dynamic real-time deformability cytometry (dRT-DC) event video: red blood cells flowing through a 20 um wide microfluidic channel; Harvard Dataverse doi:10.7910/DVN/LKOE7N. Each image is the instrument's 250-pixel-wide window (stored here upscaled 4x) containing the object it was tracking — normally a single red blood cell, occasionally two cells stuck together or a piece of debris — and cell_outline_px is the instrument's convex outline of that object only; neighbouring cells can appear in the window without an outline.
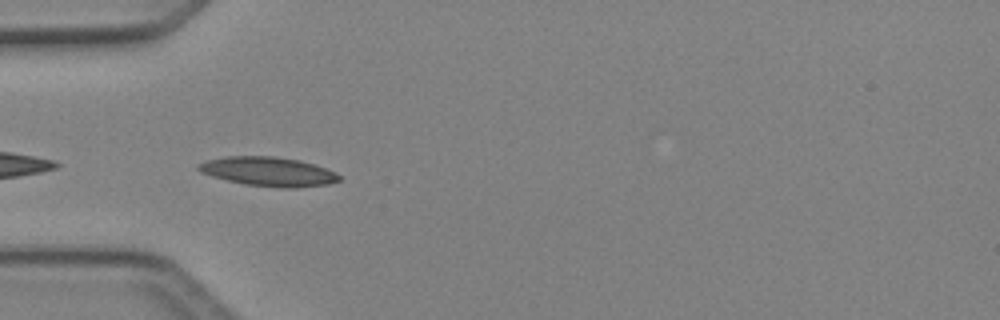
{"species": "Egyptian fruit bat (a non-hibernating species)", "species_latin": "Rousettus aegyptiacus", "temperature_condition": "cold", "stored_images_in_passage": 7, "camera_frame_rate_fps": 3000, "um_per_image_px": 0.085, "animal": {"sex": "female"}, "frame": {"image": 1, "passage_image": 1, "time_ms": 0.0, "image_size_px": [1000, 320], "cell_outline_px": [[340, 180], [328, 184], [296, 188], [284, 188], [244, 184], [212, 176], [200, 172], [196, 168], [196, 164], [208, 160], [228, 156], [272, 156], [300, 160], [336, 172], [340, 176]], "centroid_in_image_um": [22.8, 14.58], "position_along_channel_um": 62.2, "area_um2": 23.81}}
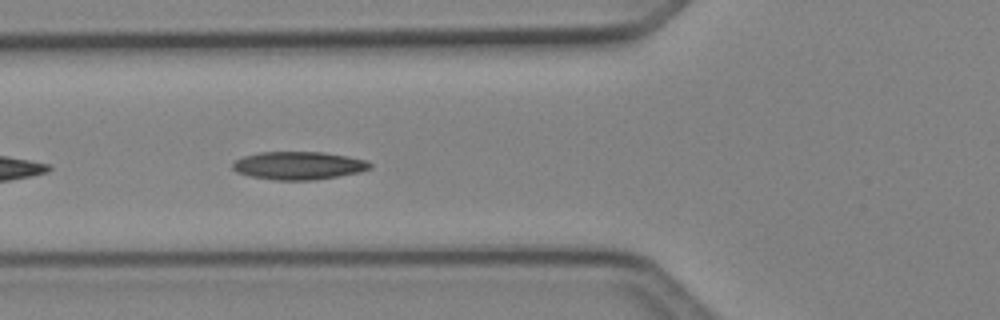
{"frame": {"image": 2, "passage_image": 4, "time_ms": 1.0, "image_size_px": [1000, 320], "cell_outline_px": [[372, 168], [360, 172], [316, 180], [272, 180], [248, 176], [236, 172], [232, 168], [232, 164], [236, 160], [244, 156], [260, 152], [324, 152], [348, 156], [368, 160], [372, 164]], "centroid_in_image_um": [25.4, 14.08], "position_along_channel_um": 100.4, "area_um2": 22.66}}